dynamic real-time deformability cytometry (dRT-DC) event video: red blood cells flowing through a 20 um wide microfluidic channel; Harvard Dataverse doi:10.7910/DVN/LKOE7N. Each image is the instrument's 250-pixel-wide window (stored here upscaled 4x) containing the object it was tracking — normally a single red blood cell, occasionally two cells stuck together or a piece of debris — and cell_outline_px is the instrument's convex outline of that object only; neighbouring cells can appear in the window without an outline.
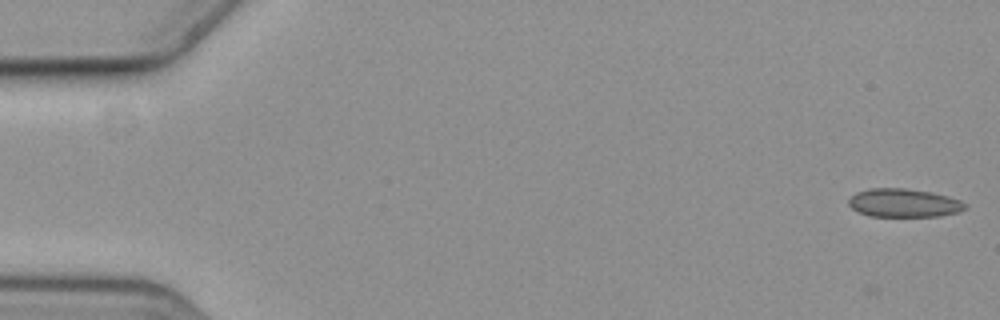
{"species": "common noctule bat (a hibernating species)", "species_latin": "Nyctalus noctula", "temperature_condition": "cold", "stored_images_in_passage": 57, "camera_frame_rate_fps": 3000, "um_per_image_px": 0.085, "animal": {"sex": "female", "body_mass_g": 19.3, "forearm_length_mm": 54.1}, "frame": {"image": 1, "passage_image": 1, "time_ms": 0.0, "image_size_px": [1000, 320], "cell_outline_px": [[968, 208], [960, 212], [940, 216], [868, 216], [856, 212], [848, 204], [848, 200], [856, 192], [868, 188], [904, 188], [932, 192], [948, 196], [960, 200], [968, 204]], "centroid_in_image_um": [76.84, 17.25], "position_along_channel_um": 8.2, "area_um2": 19.59}}
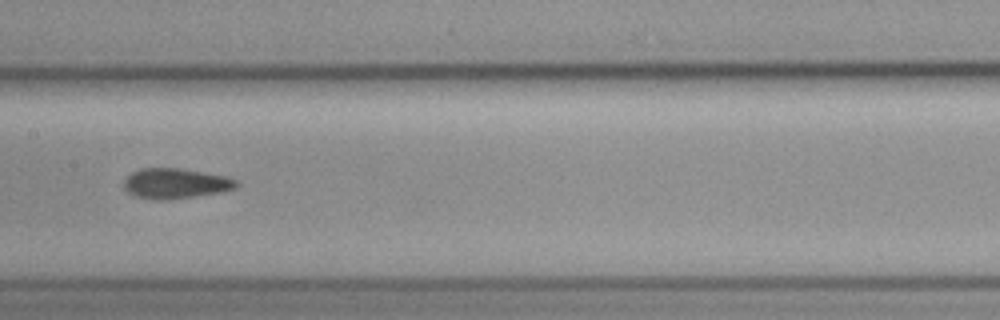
{"frame": {"image": 2, "passage_image": 29, "time_ms": 9.333, "image_size_px": [1000, 320], "cell_outline_px": [[240, 184], [236, 188], [220, 192], [168, 200], [156, 200], [132, 196], [124, 188], [124, 180], [132, 172], [140, 168], [180, 168], [228, 176], [236, 180]], "centroid_in_image_um": [14.92, 15.59], "position_along_channel_um": 192.5, "area_um2": 20.0}}
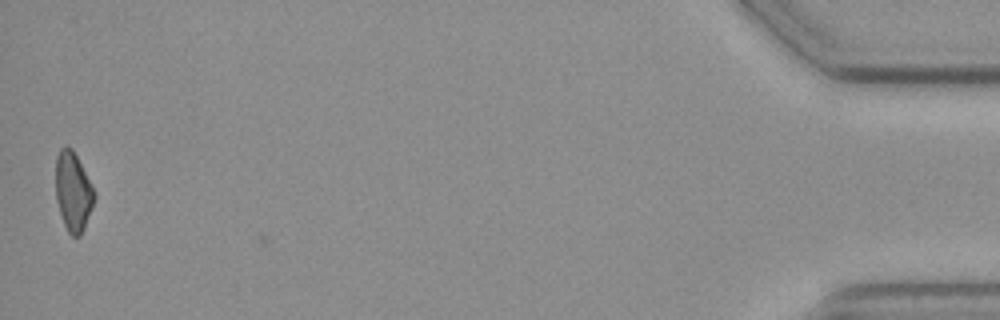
{"frame": {"image": 3, "passage_image": 57, "time_ms": 18.667, "image_size_px": [1000, 320], "cell_outline_px": [[96, 196], [92, 208], [84, 228], [80, 236], [72, 236], [68, 232], [64, 224], [56, 200], [56, 156], [60, 148], [72, 148]], "centroid_in_image_um": [6.2, 16.32], "position_along_channel_um": 429.0, "area_um2": 17.34}, "authors_computed_cell_mechanics": {"area_um2": 19.074, "velocity_mm_per_s": 3.6094, "shape_relaxation_time_tau1_ms": null, "shape_relaxation_time_tau2_ms": 4.2806, "deformation_change_tau1": null, "deformation_change_tau2": 0.0998}}